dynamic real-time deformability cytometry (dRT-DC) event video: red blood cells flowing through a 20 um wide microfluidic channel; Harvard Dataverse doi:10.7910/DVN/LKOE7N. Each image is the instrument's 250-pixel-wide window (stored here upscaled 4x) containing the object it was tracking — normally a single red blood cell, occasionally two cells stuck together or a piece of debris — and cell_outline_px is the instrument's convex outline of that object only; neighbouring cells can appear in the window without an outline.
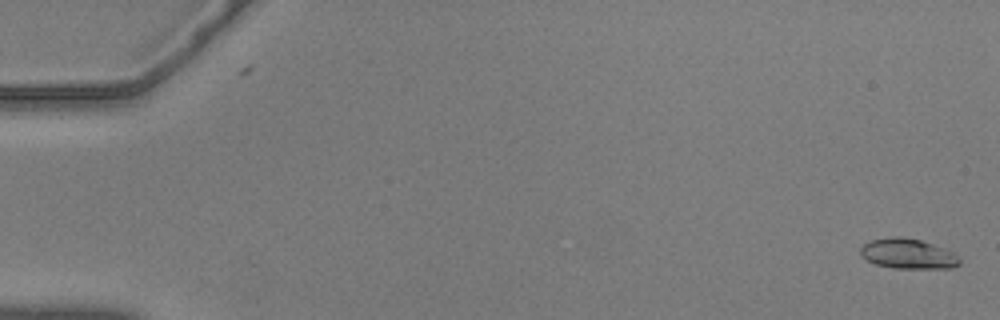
{"species": "common noctule bat (a hibernating species)", "species_latin": "Nyctalus noctula", "temperature_condition": "warm", "stored_images_in_passage": 19, "camera_frame_rate_fps": 3000, "um_per_image_px": 0.085, "animal": {"sex": "male", "body_mass_g": 20.5, "forearm_length_mm": 52.5}, "frame": {"image": 1, "passage_image": 1, "time_ms": 0.0, "image_size_px": [1000, 320], "cell_outline_px": [[960, 264], [952, 268], [892, 268], [876, 264], [860, 256], [860, 248], [864, 244], [872, 240], [892, 236], [900, 236], [920, 240], [944, 248], [952, 252], [960, 260]], "centroid_in_image_um": [77.15, 21.57], "position_along_channel_um": 7.8, "area_um2": 17.28}}
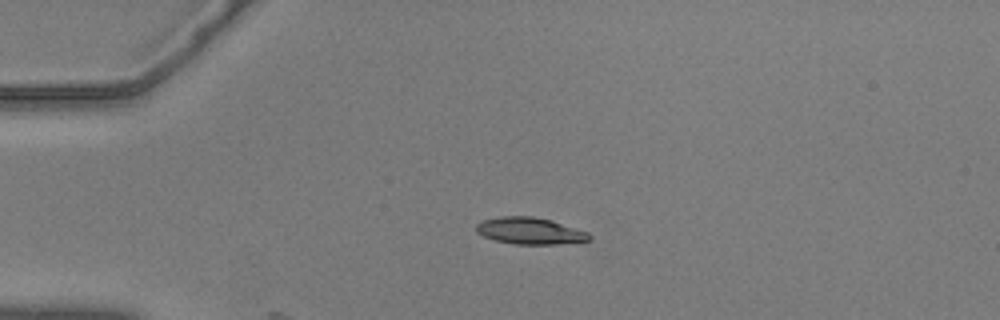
{"frame": {"image": 2, "passage_image": 14, "time_ms": 4.333, "image_size_px": [1000, 320], "cell_outline_px": [[592, 240], [556, 244], [512, 244], [496, 240], [484, 236], [476, 232], [476, 224], [484, 220], [500, 216], [532, 216], [552, 220], [588, 232], [592, 236]], "centroid_in_image_um": [45.06, 19.62], "position_along_channel_um": 39.9, "area_um2": 17.63}}